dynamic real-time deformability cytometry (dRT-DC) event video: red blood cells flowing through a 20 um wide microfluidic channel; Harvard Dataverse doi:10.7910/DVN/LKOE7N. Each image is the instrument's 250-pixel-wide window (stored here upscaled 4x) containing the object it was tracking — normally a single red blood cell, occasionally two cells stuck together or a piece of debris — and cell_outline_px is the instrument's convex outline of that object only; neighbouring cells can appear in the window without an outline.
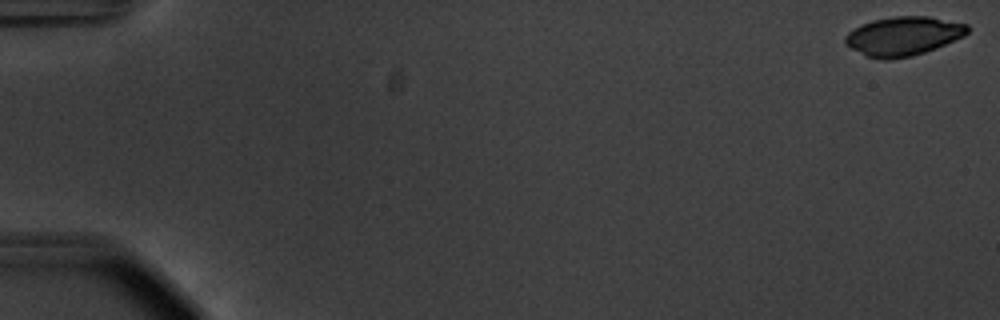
{"species": "common noctule bat (a hibernating species)", "species_latin": "Nyctalus noctula", "temperature_condition": "warm", "stored_images_in_passage": 14, "camera_frame_rate_fps": 3000, "um_per_image_px": 0.085, "animal": {"sex": "male", "body_mass_g": 20.1, "forearm_length_mm": 53.5}, "frame": {"image": 1, "passage_image": 1, "time_ms": 0.0, "image_size_px": [1000, 320], "cell_outline_px": [[968, 32], [964, 36], [936, 48], [912, 56], [888, 60], [880, 60], [868, 56], [844, 44], [844, 36], [848, 32], [860, 24], [872, 20], [892, 16], [928, 16], [968, 24]], "centroid_in_image_um": [76.76, 3.06], "position_along_channel_um": 8.2, "area_um2": 27.86}}